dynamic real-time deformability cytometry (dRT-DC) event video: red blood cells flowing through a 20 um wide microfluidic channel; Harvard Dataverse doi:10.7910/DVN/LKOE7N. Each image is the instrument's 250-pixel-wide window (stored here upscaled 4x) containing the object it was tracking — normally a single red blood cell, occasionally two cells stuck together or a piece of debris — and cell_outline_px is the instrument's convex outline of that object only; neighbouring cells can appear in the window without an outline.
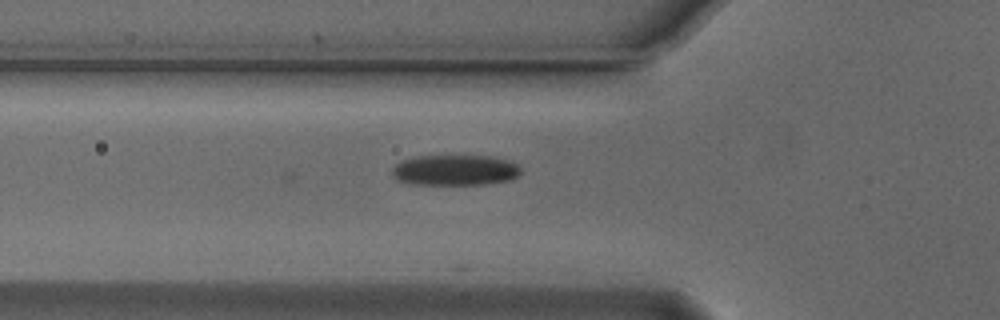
{"species": "Egyptian fruit bat (a non-hibernating species)", "species_latin": "Rousettus aegyptiacus", "temperature_condition": "cold", "stored_images_in_passage": 6, "camera_frame_rate_fps": 3000, "um_per_image_px": 0.085, "animal": {"sex": "male"}, "frame": {"image": 1, "passage_image": 4, "time_ms": 1.0, "image_size_px": [1000, 320], "cell_outline_px": [[520, 172], [512, 180], [484, 184], [412, 184], [396, 180], [392, 176], [392, 168], [400, 160], [416, 156], [492, 156], [508, 160], [520, 164]], "centroid_in_image_um": [38.67, 14.46], "position_along_channel_um": 87.1, "area_um2": 23.18}}